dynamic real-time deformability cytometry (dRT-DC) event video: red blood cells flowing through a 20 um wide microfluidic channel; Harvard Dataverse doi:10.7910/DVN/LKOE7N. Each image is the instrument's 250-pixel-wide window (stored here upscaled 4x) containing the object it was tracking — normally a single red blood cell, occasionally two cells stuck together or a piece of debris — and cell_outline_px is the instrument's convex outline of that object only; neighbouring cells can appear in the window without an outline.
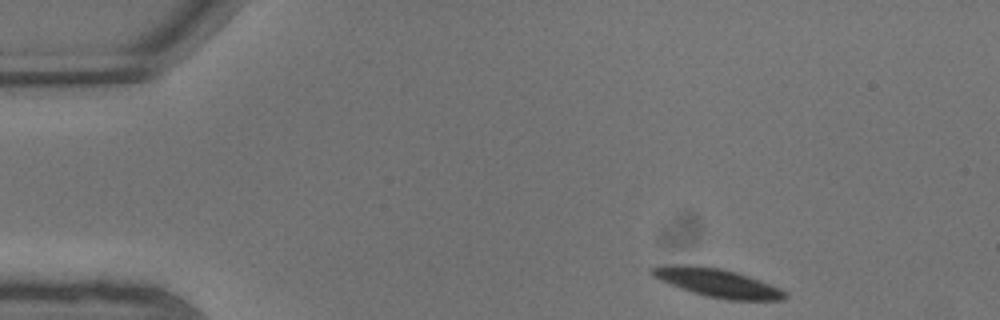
{"species": "common noctule bat (a hibernating species)", "species_latin": "Nyctalus noctula", "temperature_condition": "warm", "stored_images_in_passage": 8, "camera_frame_rate_fps": 3000, "um_per_image_px": 0.085, "animal": {"sex": "male", "body_mass_g": 13.3}, "frame": {"image": 1, "passage_image": 1, "time_ms": 0.0, "image_size_px": [1000, 320], "cell_outline_px": [[788, 296], [784, 300], [728, 300], [704, 296], [692, 292], [652, 276], [648, 272], [648, 268], [660, 264], [676, 264], [720, 268], [736, 272], [748, 276], [780, 288], [788, 292]], "centroid_in_image_um": [60.96, 24.04], "position_along_channel_um": 24.0, "area_um2": 22.08}}
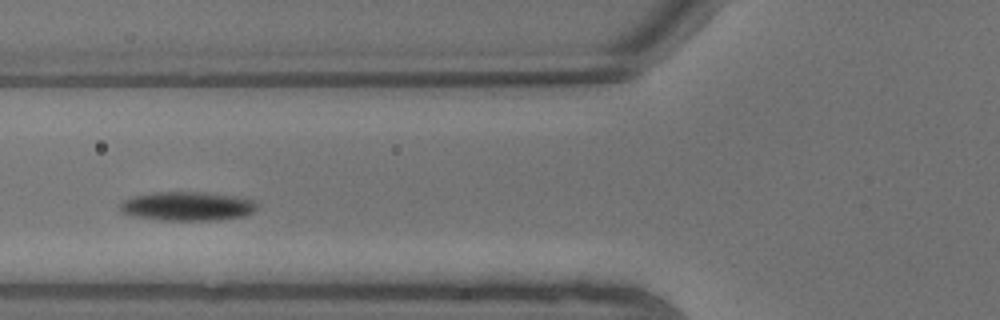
{"frame": {"image": 2, "passage_image": 6, "time_ms": 1.667, "image_size_px": [1000, 320], "cell_outline_px": [[260, 204], [252, 212], [244, 216], [216, 220], [164, 220], [136, 216], [120, 212], [120, 204], [124, 200], [132, 196], [152, 192], [208, 192], [236, 196], [256, 200]], "centroid_in_image_um": [15.97, 17.51], "position_along_channel_um": 109.8, "area_um2": 23.29}}
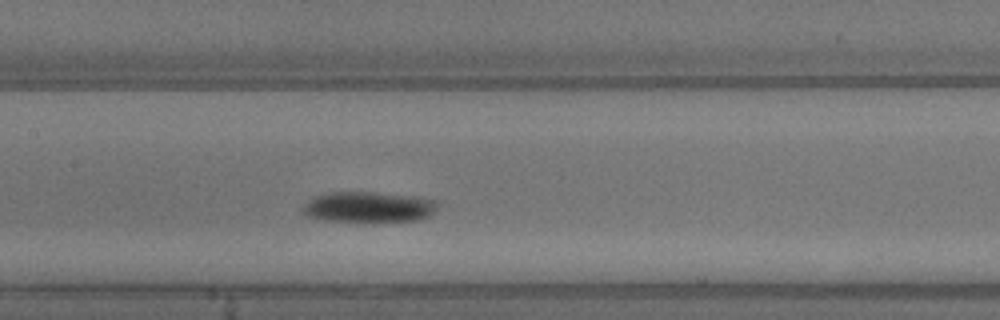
{"frame": {"image": 3, "passage_image": 8, "time_ms": 2.333, "image_size_px": [1000, 320], "cell_outline_px": [[440, 204], [428, 216], [420, 220], [324, 220], [308, 216], [300, 212], [300, 208], [312, 196], [328, 192], [376, 192], [416, 196], [436, 200]], "centroid_in_image_um": [31.29, 17.56], "position_along_channel_um": 176.1, "area_um2": 23.93}}